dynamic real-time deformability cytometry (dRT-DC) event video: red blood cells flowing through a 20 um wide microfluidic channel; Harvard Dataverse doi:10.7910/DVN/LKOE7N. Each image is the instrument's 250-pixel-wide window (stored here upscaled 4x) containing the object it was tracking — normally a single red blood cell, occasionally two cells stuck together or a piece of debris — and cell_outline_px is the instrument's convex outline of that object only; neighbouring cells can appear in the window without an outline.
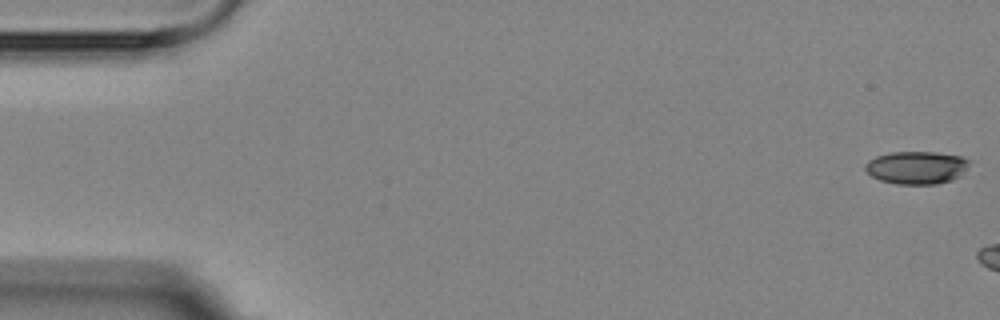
{"species": "Egyptian fruit bat (a non-hibernating species)", "species_latin": "Rousettus aegyptiacus", "temperature_condition": "room temperature", "stored_images_in_passage": 3, "camera_frame_rate_fps": 3000, "um_per_image_px": 0.085, "animal": {"sex": "female"}, "frame": {"image": 1, "passage_image": 1, "time_ms": 0.0, "image_size_px": [1000, 320], "cell_outline_px": [[972, 160], [968, 168], [960, 176], [952, 180], [936, 184], [896, 184], [880, 180], [872, 176], [864, 168], [864, 164], [868, 160], [876, 156], [892, 152], [936, 152], [960, 156]], "centroid_in_image_um": [77.93, 14.24], "position_along_channel_um": 7.1, "area_um2": 20.11}}